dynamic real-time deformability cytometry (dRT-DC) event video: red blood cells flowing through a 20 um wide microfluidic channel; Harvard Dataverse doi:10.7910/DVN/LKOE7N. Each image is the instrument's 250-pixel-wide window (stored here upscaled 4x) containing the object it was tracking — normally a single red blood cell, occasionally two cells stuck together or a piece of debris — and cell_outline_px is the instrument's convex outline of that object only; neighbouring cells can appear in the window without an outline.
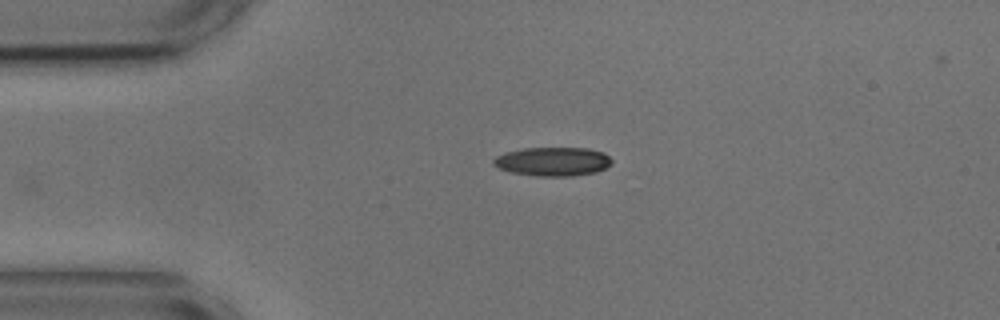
{"species": "common noctule bat (a hibernating species)", "species_latin": "Nyctalus noctula", "temperature_condition": "cold", "stored_images_in_passage": 26, "camera_frame_rate_fps": 3000, "um_per_image_px": 0.085, "animal": {"sex": "male", "body_mass_g": 17.9, "forearm_length_mm": 54.2}, "frame": {"image": 1, "passage_image": 1, "time_ms": 0.0, "image_size_px": [1000, 320], "cell_outline_px": [[612, 164], [596, 172], [572, 176], [536, 176], [512, 172], [500, 168], [492, 164], [492, 160], [496, 156], [504, 152], [524, 148], [588, 148], [604, 152], [612, 160]], "centroid_in_image_um": [46.99, 13.72], "position_along_channel_um": 38.0, "area_um2": 19.94}}
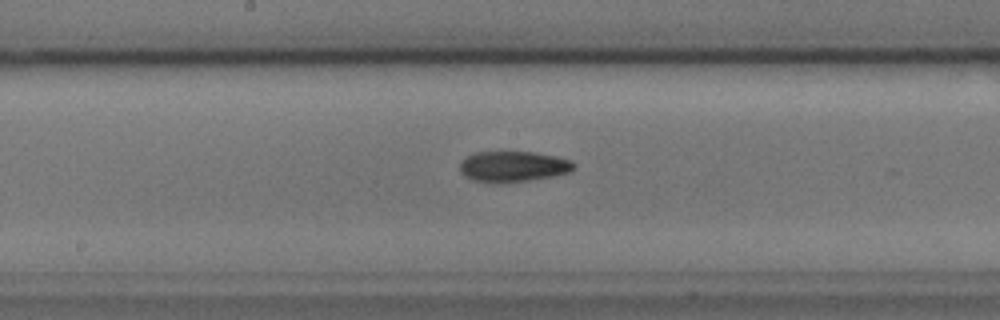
{"frame": {"image": 2, "passage_image": 17, "time_ms": 5.333, "image_size_px": [1000, 320], "cell_outline_px": [[576, 168], [568, 172], [552, 176], [528, 180], [500, 184], [492, 184], [472, 180], [464, 176], [460, 172], [460, 164], [468, 156], [476, 152], [536, 152], [556, 156], [572, 160], [576, 164]], "centroid_in_image_um": [43.62, 14.17], "position_along_channel_um": 204.6, "area_um2": 20.63}}